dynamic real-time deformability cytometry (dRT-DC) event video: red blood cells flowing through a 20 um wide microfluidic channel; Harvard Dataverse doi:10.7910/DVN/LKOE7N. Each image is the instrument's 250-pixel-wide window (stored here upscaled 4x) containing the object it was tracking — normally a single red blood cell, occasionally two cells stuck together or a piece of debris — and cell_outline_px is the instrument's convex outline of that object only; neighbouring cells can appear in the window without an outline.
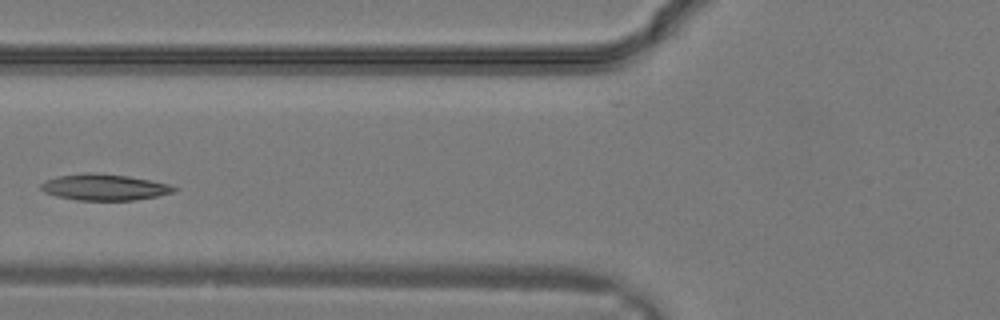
{"species": "common noctule bat (a hibernating species)", "species_latin": "Nyctalus noctula", "temperature_condition": "warm", "stored_images_in_passage": 12, "camera_frame_rate_fps": 3000, "um_per_image_px": 0.085, "animal": {"sex": "male", "body_mass_g": 19.2, "forearm_length_mm": 51.8}, "frame": {"image": 1, "passage_image": 9, "time_ms": 2.667, "image_size_px": [1000, 320], "cell_outline_px": [[180, 188], [172, 192], [156, 196], [136, 200], [76, 200], [56, 196], [44, 192], [40, 188], [40, 184], [44, 180], [56, 176], [84, 172], [96, 172], [128, 176], [168, 184]], "centroid_in_image_um": [8.81, 15.9], "position_along_channel_um": 117.0, "area_um2": 20.46}}
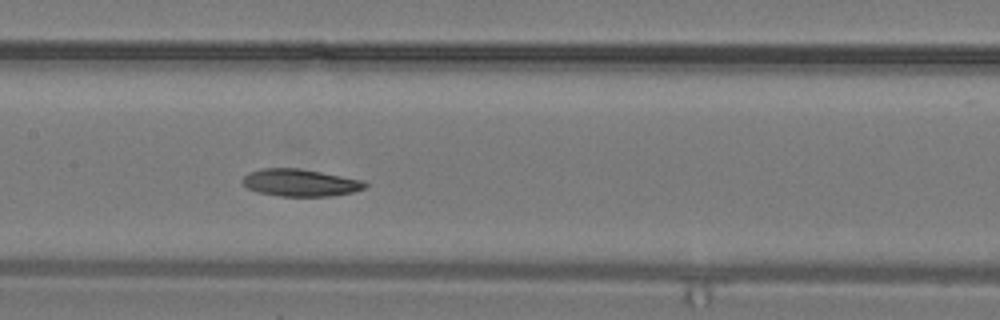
{"frame": {"image": 2, "passage_image": 12, "time_ms": 3.667, "image_size_px": [1000, 320], "cell_outline_px": [[368, 184], [364, 188], [352, 192], [332, 196], [280, 196], [256, 192], [248, 188], [244, 184], [244, 176], [248, 172], [264, 168], [300, 168], [364, 180]], "centroid_in_image_um": [25.53, 15.53], "position_along_channel_um": 181.9, "area_um2": 19.42}}